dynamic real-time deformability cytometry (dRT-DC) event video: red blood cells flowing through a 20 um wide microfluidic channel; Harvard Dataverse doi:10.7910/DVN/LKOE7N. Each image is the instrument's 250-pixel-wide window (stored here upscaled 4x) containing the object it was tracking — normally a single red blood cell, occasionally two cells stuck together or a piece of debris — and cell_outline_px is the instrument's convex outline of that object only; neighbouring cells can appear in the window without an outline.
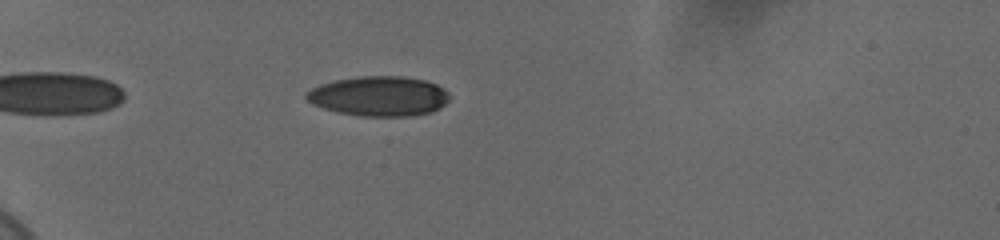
{"species": "human", "species_latin": "Homo sapiens", "temperature_condition": "cold", "stored_images_in_passage": 41, "camera_frame_rate_fps": 3000, "um_per_image_px": 0.085, "donor": {"sex": "female"}, "frame": {"image": 1, "passage_image": 6, "time_ms": 1.667, "image_size_px": [1000, 240], "cell_outline_px": [[448, 100], [440, 108], [432, 112], [408, 116], [360, 116], [336, 112], [312, 104], [304, 96], [304, 92], [320, 84], [336, 80], [360, 76], [404, 76], [424, 80], [436, 84], [444, 88], [448, 92]], "centroid_in_image_um": [32.2, 8.17], "position_along_channel_um": 52.8, "area_um2": 33.35}}
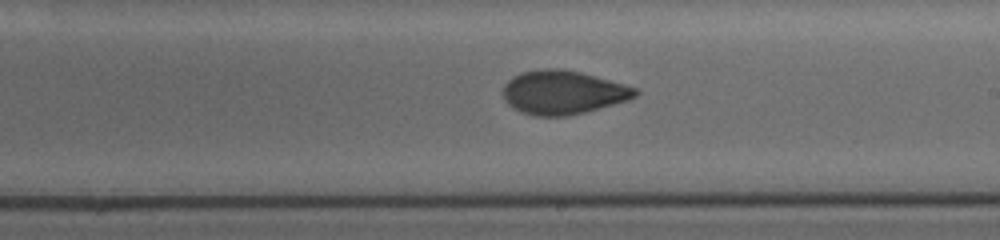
{"frame": {"image": 2, "passage_image": 24, "time_ms": 7.667, "image_size_px": [1000, 240], "cell_outline_px": [[640, 92], [636, 96], [612, 104], [584, 112], [564, 116], [536, 116], [520, 112], [512, 108], [504, 100], [504, 84], [512, 76], [520, 72], [540, 68], [560, 68], [580, 72], [596, 76], [624, 84], [636, 88]], "centroid_in_image_um": [47.8, 7.84], "position_along_channel_um": 241.2, "area_um2": 33.64}}
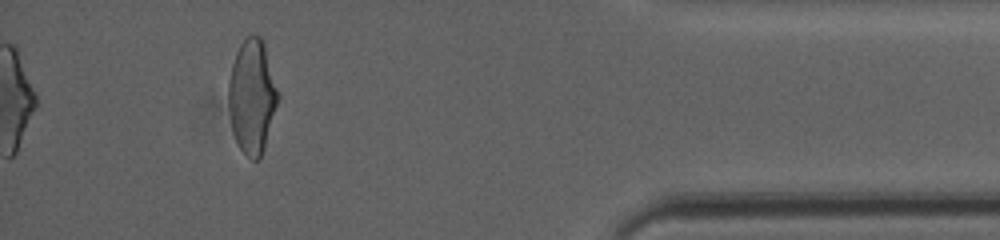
{"frame": {"image": 3, "passage_image": 41, "time_ms": 13.333, "image_size_px": [1000, 240], "cell_outline_px": [[280, 96], [264, 148], [260, 160], [252, 160], [240, 148], [232, 132], [228, 104], [228, 80], [232, 64], [236, 52], [240, 44], [248, 36], [260, 36], [264, 40]], "centroid_in_image_um": [21.43, 8.19], "position_along_channel_um": 413.8, "area_um2": 33.12}, "authors_computed_cell_mechanics": {"area_um2": 33.524, "velocity_mm_per_s": 3.6897, "shape_relaxation_time_tau1_ms": 5.8385, "shape_relaxation_time_tau2_ms": 1.757, "deformation_change_tau1": 0.1735, "deformation_change_tau2": 0.0707}}